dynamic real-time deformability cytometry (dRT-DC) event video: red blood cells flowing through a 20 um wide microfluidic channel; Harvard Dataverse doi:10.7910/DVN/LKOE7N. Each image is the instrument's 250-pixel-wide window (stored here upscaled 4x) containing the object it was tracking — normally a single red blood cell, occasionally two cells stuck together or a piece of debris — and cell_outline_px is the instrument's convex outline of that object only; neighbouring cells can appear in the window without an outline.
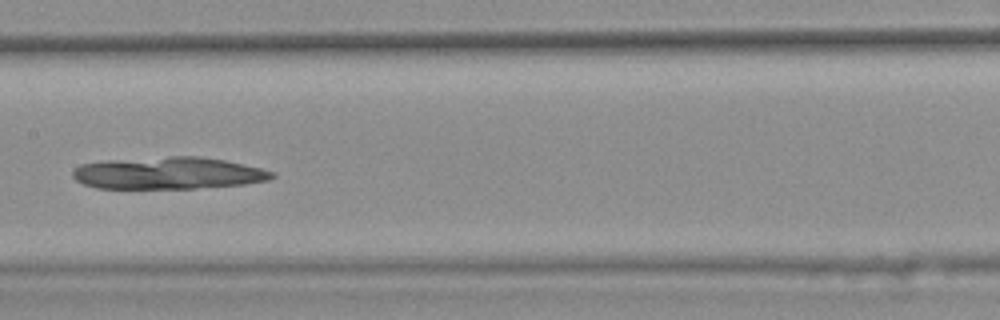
{"species": "common noctule bat (a hibernating species)", "species_latin": "Nyctalus noctula", "temperature_condition": "warm", "stored_images_in_passage": 35, "camera_frame_rate_fps": 3000, "um_per_image_px": 0.085, "animal": {"sex": "female", "body_mass_g": 25.1}, "frame": {"image": 1, "passage_image": 17, "time_ms": 5.333, "image_size_px": [1000, 320], "cell_outline_px": [[276, 176], [268, 180], [244, 184], [196, 188], [96, 188], [84, 184], [76, 180], [72, 176], [72, 172], [80, 164], [108, 160], [168, 156], [200, 156], [224, 160], [260, 168], [276, 172]], "centroid_in_image_um": [14.31, 14.71], "position_along_channel_um": 193.1, "area_um2": 37.22}}
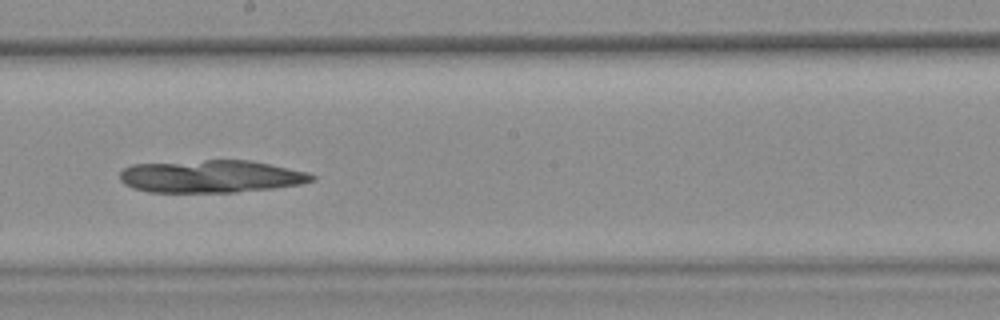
{"frame": {"image": 2, "passage_image": 20, "time_ms": 6.333, "image_size_px": [1000, 320], "cell_outline_px": [[316, 180], [300, 184], [272, 188], [236, 192], [148, 192], [132, 188], [124, 184], [120, 180], [120, 172], [124, 168], [132, 164], [204, 160], [252, 160], [308, 172], [316, 176]], "centroid_in_image_um": [17.93, 14.99], "position_along_channel_um": 230.3, "area_um2": 36.65}}